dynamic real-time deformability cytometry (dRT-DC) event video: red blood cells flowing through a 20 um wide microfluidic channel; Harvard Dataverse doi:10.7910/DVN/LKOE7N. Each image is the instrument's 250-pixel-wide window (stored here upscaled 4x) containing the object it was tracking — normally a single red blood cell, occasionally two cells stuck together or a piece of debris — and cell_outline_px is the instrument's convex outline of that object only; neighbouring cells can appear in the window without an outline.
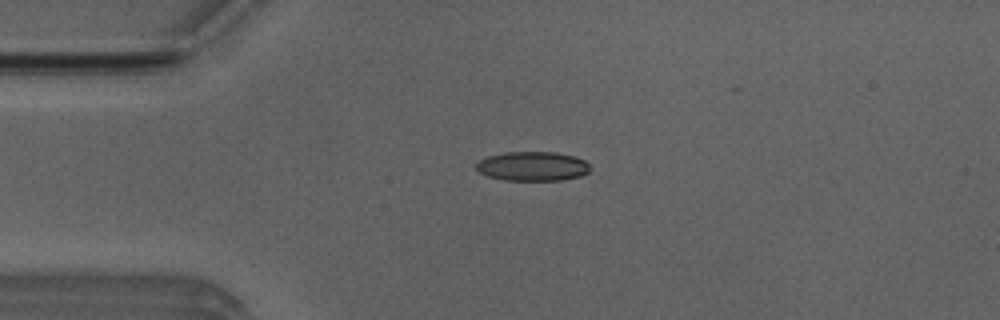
{"species": "Egyptian fruit bat (a non-hibernating species)", "species_latin": "Rousettus aegyptiacus", "temperature_condition": "room temperature", "stored_images_in_passage": 52, "camera_frame_rate_fps": 3000, "um_per_image_px": 0.085, "animal": {"sex": "male"}, "frame": {"image": 1, "passage_image": 12, "time_ms": 3.667, "image_size_px": [1000, 320], "cell_outline_px": [[592, 168], [588, 172], [580, 176], [560, 180], [504, 180], [488, 176], [480, 172], [476, 168], [476, 160], [488, 156], [508, 152], [556, 152], [576, 156], [584, 160]], "centroid_in_image_um": [45.27, 14.12], "position_along_channel_um": 39.7, "area_um2": 19.54}}
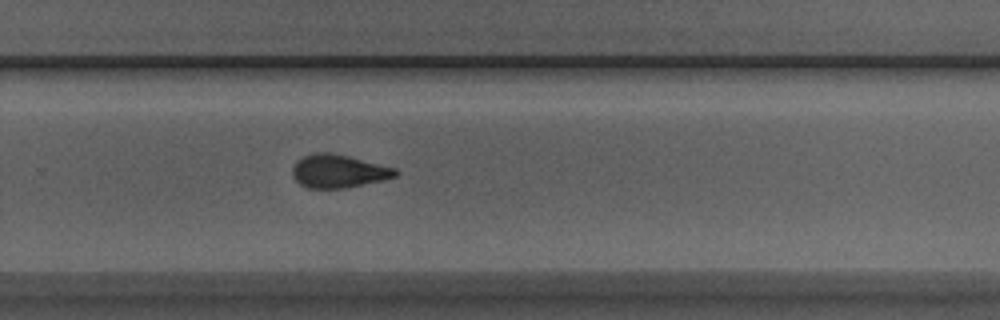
{"frame": {"image": 2, "passage_image": 34, "time_ms": 11.0, "image_size_px": [1000, 320], "cell_outline_px": [[400, 172], [396, 176], [384, 180], [344, 188], [308, 188], [300, 184], [292, 176], [292, 168], [304, 156], [316, 152], [332, 152], [396, 168]], "centroid_in_image_um": [28.79, 14.55], "position_along_channel_um": 301.0, "area_um2": 19.83}}
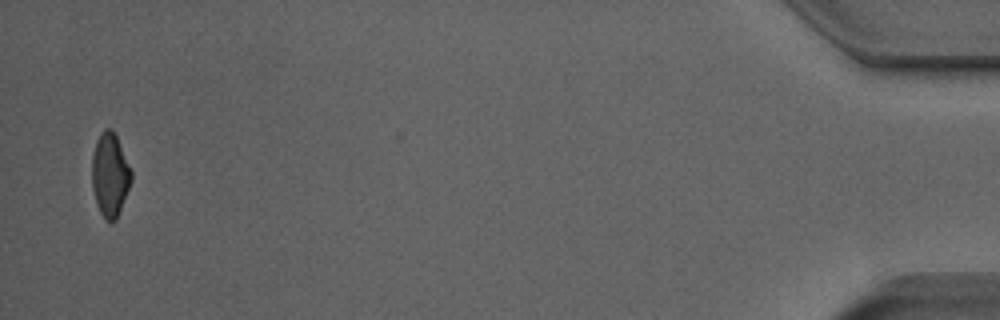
{"frame": {"image": 3, "passage_image": 51, "time_ms": 16.667, "image_size_px": [1000, 320], "cell_outline_px": [[132, 180], [116, 220], [104, 220], [96, 204], [92, 188], [92, 156], [96, 140], [104, 128], [112, 128], [116, 136], [132, 172]], "centroid_in_image_um": [9.33, 14.86], "position_along_channel_um": 425.9, "area_um2": 19.07}, "authors_computed_cell_mechanics": {"area_um2": 19.7965, "velocity_mm_per_s": 3.8963, "shape_relaxation_time_tau1_ms": 4.1242, "shape_relaxation_time_tau2_ms": 2.613, "deformation_change_tau1": 0.134, "deformation_change_tau2": 0.0905}}